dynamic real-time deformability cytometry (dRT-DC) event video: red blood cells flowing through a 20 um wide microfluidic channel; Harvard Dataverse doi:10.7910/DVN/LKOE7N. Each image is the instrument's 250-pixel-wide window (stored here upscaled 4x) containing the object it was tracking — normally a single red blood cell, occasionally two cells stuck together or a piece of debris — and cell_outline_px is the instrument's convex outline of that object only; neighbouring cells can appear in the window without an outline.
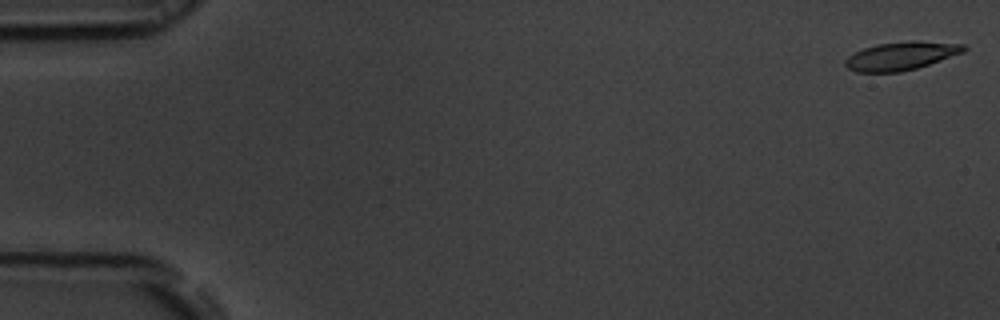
{"species": "common noctule bat (a hibernating species)", "species_latin": "Nyctalus noctula", "temperature_condition": "room temperature", "stored_images_in_passage": 54, "camera_frame_rate_fps": 3000, "um_per_image_px": 0.085, "animal": {"sex": "male", "body_mass_g": 19.5, "forearm_length_mm": 54.6}, "frame": {"image": 1, "passage_image": 1, "time_ms": 0.0, "image_size_px": [1000, 320], "cell_outline_px": [[968, 48], [964, 52], [916, 68], [900, 72], [856, 72], [848, 68], [844, 64], [844, 60], [848, 56], [864, 48], [876, 44], [908, 40], [920, 40], [964, 44]], "centroid_in_image_um": [76.6, 4.73], "position_along_channel_um": 8.4, "area_um2": 19.65}}
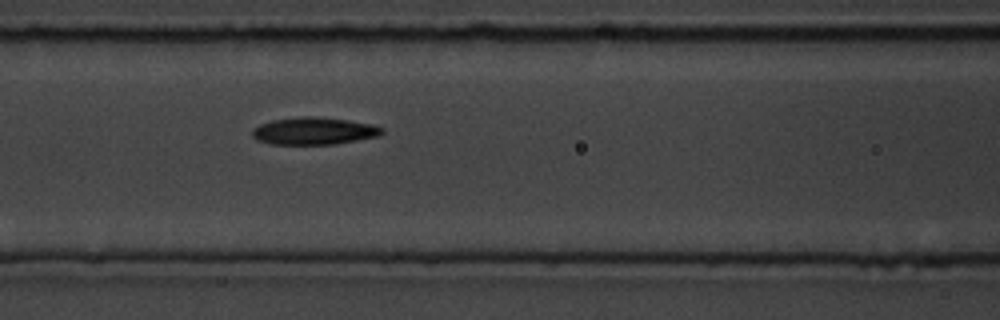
{"frame": {"image": 2, "passage_image": 23, "time_ms": 7.333, "image_size_px": [1000, 320], "cell_outline_px": [[384, 132], [380, 136], [336, 144], [272, 144], [256, 140], [252, 136], [252, 128], [260, 124], [272, 120], [300, 116], [316, 116], [348, 120], [372, 124], [384, 128]], "centroid_in_image_um": [26.69, 11.13], "position_along_channel_um": 139.9, "area_um2": 20.87}}
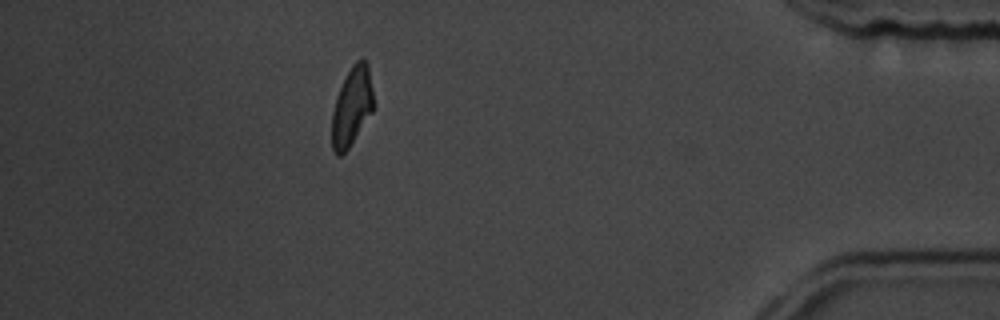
{"frame": {"image": 3, "passage_image": 48, "time_ms": 15.667, "image_size_px": [1000, 320], "cell_outline_px": [[372, 112], [348, 148], [340, 156], [336, 156], [332, 148], [332, 112], [336, 96], [352, 64], [356, 60], [364, 56], [368, 64], [372, 88]], "centroid_in_image_um": [29.89, 9.03], "position_along_channel_um": 405.3, "area_um2": 18.9}, "authors_computed_cell_mechanics": {"area_um2": 20.1722, "velocity_mm_per_s": 3.7628, "shape_relaxation_time_tau1_ms": 3.3524, "shape_relaxation_time_tau2_ms": 2.4252, "deformation_change_tau1": 0.1532, "deformation_change_tau2": 0.1098}}